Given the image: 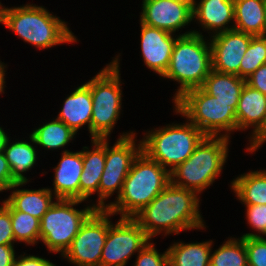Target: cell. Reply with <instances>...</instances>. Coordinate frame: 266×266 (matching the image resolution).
Instances as JSON below:
<instances>
[{"mask_svg": "<svg viewBox=\"0 0 266 266\" xmlns=\"http://www.w3.org/2000/svg\"><path fill=\"white\" fill-rule=\"evenodd\" d=\"M145 135L141 141L142 151L162 167H170V172L185 162L206 137L200 129L188 121L183 125H166Z\"/></svg>", "mask_w": 266, "mask_h": 266, "instance_id": "52a82bcc", "label": "cell"}, {"mask_svg": "<svg viewBox=\"0 0 266 266\" xmlns=\"http://www.w3.org/2000/svg\"><path fill=\"white\" fill-rule=\"evenodd\" d=\"M193 1L181 0H143L140 22L175 33L192 20Z\"/></svg>", "mask_w": 266, "mask_h": 266, "instance_id": "5bb4252c", "label": "cell"}, {"mask_svg": "<svg viewBox=\"0 0 266 266\" xmlns=\"http://www.w3.org/2000/svg\"><path fill=\"white\" fill-rule=\"evenodd\" d=\"M25 185V183H15L12 180L11 168L4 155L3 151H0V192L8 189H16V187Z\"/></svg>", "mask_w": 266, "mask_h": 266, "instance_id": "e575fe53", "label": "cell"}, {"mask_svg": "<svg viewBox=\"0 0 266 266\" xmlns=\"http://www.w3.org/2000/svg\"><path fill=\"white\" fill-rule=\"evenodd\" d=\"M134 266H169L167 250L160 254L153 243H147L138 253Z\"/></svg>", "mask_w": 266, "mask_h": 266, "instance_id": "d6a6232c", "label": "cell"}, {"mask_svg": "<svg viewBox=\"0 0 266 266\" xmlns=\"http://www.w3.org/2000/svg\"><path fill=\"white\" fill-rule=\"evenodd\" d=\"M248 266H266V238H245Z\"/></svg>", "mask_w": 266, "mask_h": 266, "instance_id": "4dcf8cb0", "label": "cell"}, {"mask_svg": "<svg viewBox=\"0 0 266 266\" xmlns=\"http://www.w3.org/2000/svg\"><path fill=\"white\" fill-rule=\"evenodd\" d=\"M250 146L246 149L249 152L256 151L266 141V119L263 127L252 137H250Z\"/></svg>", "mask_w": 266, "mask_h": 266, "instance_id": "f35d334b", "label": "cell"}, {"mask_svg": "<svg viewBox=\"0 0 266 266\" xmlns=\"http://www.w3.org/2000/svg\"><path fill=\"white\" fill-rule=\"evenodd\" d=\"M245 83L246 79L237 75L219 73L212 69L201 88L223 103H238Z\"/></svg>", "mask_w": 266, "mask_h": 266, "instance_id": "603a6c76", "label": "cell"}, {"mask_svg": "<svg viewBox=\"0 0 266 266\" xmlns=\"http://www.w3.org/2000/svg\"><path fill=\"white\" fill-rule=\"evenodd\" d=\"M203 37L194 30L180 34L176 39L169 67L162 76L180 84L174 102L185 92L202 87L212 70L210 43Z\"/></svg>", "mask_w": 266, "mask_h": 266, "instance_id": "277c9868", "label": "cell"}, {"mask_svg": "<svg viewBox=\"0 0 266 266\" xmlns=\"http://www.w3.org/2000/svg\"><path fill=\"white\" fill-rule=\"evenodd\" d=\"M92 106L90 87L84 83L65 99L56 119L63 121L75 133L81 126L88 124L91 135Z\"/></svg>", "mask_w": 266, "mask_h": 266, "instance_id": "d6986e66", "label": "cell"}, {"mask_svg": "<svg viewBox=\"0 0 266 266\" xmlns=\"http://www.w3.org/2000/svg\"><path fill=\"white\" fill-rule=\"evenodd\" d=\"M199 198L191 191L172 184L158 194L133 219L152 239L161 231L164 235L205 227L199 211Z\"/></svg>", "mask_w": 266, "mask_h": 266, "instance_id": "6da1fadb", "label": "cell"}, {"mask_svg": "<svg viewBox=\"0 0 266 266\" xmlns=\"http://www.w3.org/2000/svg\"><path fill=\"white\" fill-rule=\"evenodd\" d=\"M141 50L147 68L163 76L169 67L170 59L176 42L166 30L150 27L141 23Z\"/></svg>", "mask_w": 266, "mask_h": 266, "instance_id": "9a60e30c", "label": "cell"}, {"mask_svg": "<svg viewBox=\"0 0 266 266\" xmlns=\"http://www.w3.org/2000/svg\"><path fill=\"white\" fill-rule=\"evenodd\" d=\"M246 84L266 95V64L261 65L246 78Z\"/></svg>", "mask_w": 266, "mask_h": 266, "instance_id": "d590c367", "label": "cell"}, {"mask_svg": "<svg viewBox=\"0 0 266 266\" xmlns=\"http://www.w3.org/2000/svg\"><path fill=\"white\" fill-rule=\"evenodd\" d=\"M60 162L54 168V195L56 199L79 200L80 176L83 169L82 151H63Z\"/></svg>", "mask_w": 266, "mask_h": 266, "instance_id": "2e32d148", "label": "cell"}, {"mask_svg": "<svg viewBox=\"0 0 266 266\" xmlns=\"http://www.w3.org/2000/svg\"><path fill=\"white\" fill-rule=\"evenodd\" d=\"M228 142L224 136H206L185 162L171 170L170 182L199 195L221 173L228 157Z\"/></svg>", "mask_w": 266, "mask_h": 266, "instance_id": "5b68a950", "label": "cell"}, {"mask_svg": "<svg viewBox=\"0 0 266 266\" xmlns=\"http://www.w3.org/2000/svg\"><path fill=\"white\" fill-rule=\"evenodd\" d=\"M210 266H248L245 238H230L213 254H210Z\"/></svg>", "mask_w": 266, "mask_h": 266, "instance_id": "83f0119b", "label": "cell"}, {"mask_svg": "<svg viewBox=\"0 0 266 266\" xmlns=\"http://www.w3.org/2000/svg\"><path fill=\"white\" fill-rule=\"evenodd\" d=\"M174 103L176 113L186 117L206 136L218 137L224 130L227 134L220 136L229 138V132L237 130L238 103H223L201 87L185 92Z\"/></svg>", "mask_w": 266, "mask_h": 266, "instance_id": "8992f818", "label": "cell"}, {"mask_svg": "<svg viewBox=\"0 0 266 266\" xmlns=\"http://www.w3.org/2000/svg\"><path fill=\"white\" fill-rule=\"evenodd\" d=\"M14 242L10 208L3 201L0 206V245H13Z\"/></svg>", "mask_w": 266, "mask_h": 266, "instance_id": "836d02e7", "label": "cell"}, {"mask_svg": "<svg viewBox=\"0 0 266 266\" xmlns=\"http://www.w3.org/2000/svg\"><path fill=\"white\" fill-rule=\"evenodd\" d=\"M254 36L235 29L220 32L210 39L212 69L240 77V64Z\"/></svg>", "mask_w": 266, "mask_h": 266, "instance_id": "4fadbf2b", "label": "cell"}, {"mask_svg": "<svg viewBox=\"0 0 266 266\" xmlns=\"http://www.w3.org/2000/svg\"><path fill=\"white\" fill-rule=\"evenodd\" d=\"M192 16L203 28L215 31L213 35L232 30L234 26L227 24L234 21V0H200L198 4L193 0Z\"/></svg>", "mask_w": 266, "mask_h": 266, "instance_id": "e0dca14e", "label": "cell"}, {"mask_svg": "<svg viewBox=\"0 0 266 266\" xmlns=\"http://www.w3.org/2000/svg\"><path fill=\"white\" fill-rule=\"evenodd\" d=\"M231 185L244 205L266 204V171L244 173L233 179Z\"/></svg>", "mask_w": 266, "mask_h": 266, "instance_id": "484cf974", "label": "cell"}, {"mask_svg": "<svg viewBox=\"0 0 266 266\" xmlns=\"http://www.w3.org/2000/svg\"><path fill=\"white\" fill-rule=\"evenodd\" d=\"M233 29L253 36H266L265 0H234Z\"/></svg>", "mask_w": 266, "mask_h": 266, "instance_id": "44dd1931", "label": "cell"}, {"mask_svg": "<svg viewBox=\"0 0 266 266\" xmlns=\"http://www.w3.org/2000/svg\"><path fill=\"white\" fill-rule=\"evenodd\" d=\"M52 192L50 188L38 190L16 189L7 200H4V203L10 208V211L29 213L41 220L54 203Z\"/></svg>", "mask_w": 266, "mask_h": 266, "instance_id": "7402d4cb", "label": "cell"}, {"mask_svg": "<svg viewBox=\"0 0 266 266\" xmlns=\"http://www.w3.org/2000/svg\"><path fill=\"white\" fill-rule=\"evenodd\" d=\"M13 245H0V266H13L15 251Z\"/></svg>", "mask_w": 266, "mask_h": 266, "instance_id": "74e56055", "label": "cell"}, {"mask_svg": "<svg viewBox=\"0 0 266 266\" xmlns=\"http://www.w3.org/2000/svg\"><path fill=\"white\" fill-rule=\"evenodd\" d=\"M118 56L86 84L93 101L91 140L107 139L121 110V81Z\"/></svg>", "mask_w": 266, "mask_h": 266, "instance_id": "ba28073f", "label": "cell"}, {"mask_svg": "<svg viewBox=\"0 0 266 266\" xmlns=\"http://www.w3.org/2000/svg\"><path fill=\"white\" fill-rule=\"evenodd\" d=\"M266 119V95L245 83L236 108L237 130L254 126V136Z\"/></svg>", "mask_w": 266, "mask_h": 266, "instance_id": "ffe728a7", "label": "cell"}, {"mask_svg": "<svg viewBox=\"0 0 266 266\" xmlns=\"http://www.w3.org/2000/svg\"><path fill=\"white\" fill-rule=\"evenodd\" d=\"M77 199H57L40 220V240L50 252L63 255L71 246L81 225L97 209L95 204L77 210Z\"/></svg>", "mask_w": 266, "mask_h": 266, "instance_id": "9c48e42d", "label": "cell"}, {"mask_svg": "<svg viewBox=\"0 0 266 266\" xmlns=\"http://www.w3.org/2000/svg\"><path fill=\"white\" fill-rule=\"evenodd\" d=\"M9 143L8 138L3 152L11 168L12 180L15 183L26 184L28 179L23 173H26V171L31 169L36 163L37 151L35 147L27 141Z\"/></svg>", "mask_w": 266, "mask_h": 266, "instance_id": "cb8c5ba5", "label": "cell"}, {"mask_svg": "<svg viewBox=\"0 0 266 266\" xmlns=\"http://www.w3.org/2000/svg\"><path fill=\"white\" fill-rule=\"evenodd\" d=\"M8 138L9 137L4 132V130L2 129V127H0V151H3L4 150L5 144H6Z\"/></svg>", "mask_w": 266, "mask_h": 266, "instance_id": "60d3db41", "label": "cell"}, {"mask_svg": "<svg viewBox=\"0 0 266 266\" xmlns=\"http://www.w3.org/2000/svg\"><path fill=\"white\" fill-rule=\"evenodd\" d=\"M263 64H266V36H254L242 57L240 77L246 79Z\"/></svg>", "mask_w": 266, "mask_h": 266, "instance_id": "f546056e", "label": "cell"}, {"mask_svg": "<svg viewBox=\"0 0 266 266\" xmlns=\"http://www.w3.org/2000/svg\"><path fill=\"white\" fill-rule=\"evenodd\" d=\"M135 136L131 131L123 133L112 148H109L108 140L105 139V165L98 188V203L95 205L97 209L107 207L104 200L113 195L114 191L118 190L117 196L121 193L133 161L142 151L141 140L135 145Z\"/></svg>", "mask_w": 266, "mask_h": 266, "instance_id": "30bf717a", "label": "cell"}, {"mask_svg": "<svg viewBox=\"0 0 266 266\" xmlns=\"http://www.w3.org/2000/svg\"><path fill=\"white\" fill-rule=\"evenodd\" d=\"M111 215L106 209H96L81 225L62 256L77 266H100L102 249L112 224L108 218Z\"/></svg>", "mask_w": 266, "mask_h": 266, "instance_id": "8fae6325", "label": "cell"}, {"mask_svg": "<svg viewBox=\"0 0 266 266\" xmlns=\"http://www.w3.org/2000/svg\"><path fill=\"white\" fill-rule=\"evenodd\" d=\"M150 241L133 218H120L115 225L109 226L100 266H125L131 255L139 253Z\"/></svg>", "mask_w": 266, "mask_h": 266, "instance_id": "7c38bea8", "label": "cell"}, {"mask_svg": "<svg viewBox=\"0 0 266 266\" xmlns=\"http://www.w3.org/2000/svg\"><path fill=\"white\" fill-rule=\"evenodd\" d=\"M170 183V171L150 159L143 151L133 161L117 201L105 208L112 215L133 218Z\"/></svg>", "mask_w": 266, "mask_h": 266, "instance_id": "7a4b0ae2", "label": "cell"}, {"mask_svg": "<svg viewBox=\"0 0 266 266\" xmlns=\"http://www.w3.org/2000/svg\"><path fill=\"white\" fill-rule=\"evenodd\" d=\"M5 65L0 62V94L4 92V84H5Z\"/></svg>", "mask_w": 266, "mask_h": 266, "instance_id": "ab89813d", "label": "cell"}, {"mask_svg": "<svg viewBox=\"0 0 266 266\" xmlns=\"http://www.w3.org/2000/svg\"><path fill=\"white\" fill-rule=\"evenodd\" d=\"M14 240L34 245L40 240V219L21 211H10Z\"/></svg>", "mask_w": 266, "mask_h": 266, "instance_id": "f1b7e54d", "label": "cell"}, {"mask_svg": "<svg viewBox=\"0 0 266 266\" xmlns=\"http://www.w3.org/2000/svg\"><path fill=\"white\" fill-rule=\"evenodd\" d=\"M0 23L25 42L41 49L51 48L60 43L77 42L67 24L42 6L26 4L6 8L0 2Z\"/></svg>", "mask_w": 266, "mask_h": 266, "instance_id": "3957f363", "label": "cell"}, {"mask_svg": "<svg viewBox=\"0 0 266 266\" xmlns=\"http://www.w3.org/2000/svg\"><path fill=\"white\" fill-rule=\"evenodd\" d=\"M246 219L248 224L259 233H246L242 238L261 237L260 234L266 235V204L246 205Z\"/></svg>", "mask_w": 266, "mask_h": 266, "instance_id": "1f68e13d", "label": "cell"}, {"mask_svg": "<svg viewBox=\"0 0 266 266\" xmlns=\"http://www.w3.org/2000/svg\"><path fill=\"white\" fill-rule=\"evenodd\" d=\"M91 151H82L83 169L80 176L79 200L85 201L95 192L98 194L101 175L105 165V139H92ZM88 149V150H86Z\"/></svg>", "mask_w": 266, "mask_h": 266, "instance_id": "ac0fdd59", "label": "cell"}, {"mask_svg": "<svg viewBox=\"0 0 266 266\" xmlns=\"http://www.w3.org/2000/svg\"><path fill=\"white\" fill-rule=\"evenodd\" d=\"M13 266H55V264L39 256L21 255L15 259Z\"/></svg>", "mask_w": 266, "mask_h": 266, "instance_id": "8d00e7d4", "label": "cell"}, {"mask_svg": "<svg viewBox=\"0 0 266 266\" xmlns=\"http://www.w3.org/2000/svg\"><path fill=\"white\" fill-rule=\"evenodd\" d=\"M75 134L63 121L55 119L35 129L29 138L33 142L32 144L54 150L63 148Z\"/></svg>", "mask_w": 266, "mask_h": 266, "instance_id": "4316f807", "label": "cell"}, {"mask_svg": "<svg viewBox=\"0 0 266 266\" xmlns=\"http://www.w3.org/2000/svg\"><path fill=\"white\" fill-rule=\"evenodd\" d=\"M211 241L174 243L167 249L169 266H210Z\"/></svg>", "mask_w": 266, "mask_h": 266, "instance_id": "d4e9b609", "label": "cell"}]
</instances>
